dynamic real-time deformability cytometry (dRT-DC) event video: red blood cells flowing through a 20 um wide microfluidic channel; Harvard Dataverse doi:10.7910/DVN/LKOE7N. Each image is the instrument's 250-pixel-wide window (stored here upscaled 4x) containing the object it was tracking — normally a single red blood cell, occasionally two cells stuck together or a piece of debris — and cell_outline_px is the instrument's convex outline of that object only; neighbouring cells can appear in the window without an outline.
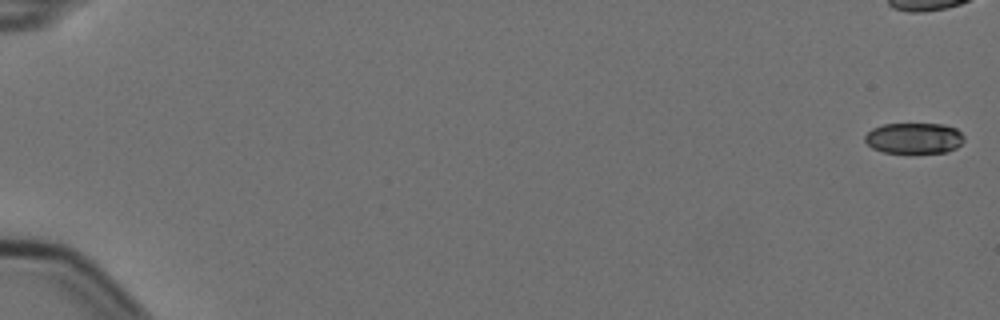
{"species": "Egyptian fruit bat (a non-hibernating species)", "species_latin": "Rousettus aegyptiacus", "temperature_condition": "cold", "stored_images_in_passage": 2, "camera_frame_rate_fps": 3000, "um_per_image_px": 0.085, "animal": {"sex": "female"}, "frame": {"image": 1, "passage_image": 1, "time_ms": 0.0, "image_size_px": [1000, 320], "cell_outline_px": [[964, 140], [956, 148], [948, 152], [912, 156], [884, 152], [872, 148], [864, 140], [864, 136], [872, 128], [884, 124], [944, 124], [956, 128], [964, 136]], "centroid_in_image_um": [77.7, 11.8], "position_along_channel_um": 7.3, "area_um2": 18.67}}